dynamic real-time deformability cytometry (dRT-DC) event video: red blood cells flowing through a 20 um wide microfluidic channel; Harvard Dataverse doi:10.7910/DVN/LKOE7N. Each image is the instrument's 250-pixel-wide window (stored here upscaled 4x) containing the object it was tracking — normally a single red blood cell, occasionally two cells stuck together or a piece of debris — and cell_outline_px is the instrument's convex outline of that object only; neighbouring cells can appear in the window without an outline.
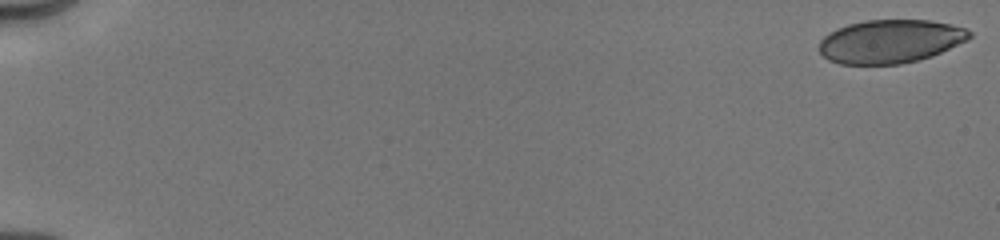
{"species": "human", "species_latin": "Homo sapiens", "temperature_condition": "cold", "stored_images_in_passage": 18, "camera_frame_rate_fps": 3000, "um_per_image_px": 0.085, "donor": {"sex": "male"}, "frame": {"image": 1, "passage_image": 1, "time_ms": 0.0, "image_size_px": [1000, 240], "cell_outline_px": [[972, 36], [968, 40], [932, 56], [900, 64], [840, 64], [828, 60], [820, 52], [820, 40], [824, 36], [836, 28], [848, 24], [864, 20], [928, 20], [948, 24], [964, 28], [972, 32]], "centroid_in_image_um": [75.66, 3.51], "position_along_channel_um": 9.3, "area_um2": 37.97}}
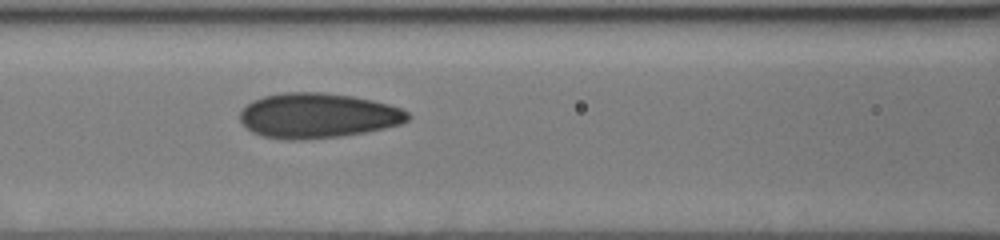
{"frame": {"image": 2, "passage_image": 16, "time_ms": 8.0, "image_size_px": [1000, 240], "cell_outline_px": [[412, 116], [408, 120], [400, 124], [384, 128], [364, 132], [340, 136], [300, 140], [288, 140], [264, 136], [252, 132], [240, 120], [240, 112], [252, 100], [264, 96], [288, 92], [324, 92], [352, 96], [372, 100], [388, 104], [400, 108], [408, 112]], "centroid_in_image_um": [27.02, 9.82], "position_along_channel_um": 139.6, "area_um2": 43.81}}
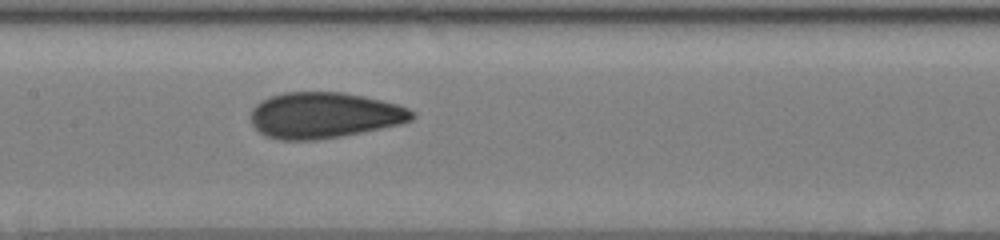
{"frame": {"image": 3, "passage_image": 18, "time_ms": 9.0, "image_size_px": [1000, 240], "cell_outline_px": [[416, 116], [412, 120], [400, 124], [340, 136], [316, 140], [280, 140], [264, 136], [252, 124], [252, 108], [260, 100], [284, 92], [344, 92], [364, 96], [396, 104], [408, 108], [416, 112]], "centroid_in_image_um": [27.55, 9.79], "position_along_channel_um": 179.8, "area_um2": 43.12}}